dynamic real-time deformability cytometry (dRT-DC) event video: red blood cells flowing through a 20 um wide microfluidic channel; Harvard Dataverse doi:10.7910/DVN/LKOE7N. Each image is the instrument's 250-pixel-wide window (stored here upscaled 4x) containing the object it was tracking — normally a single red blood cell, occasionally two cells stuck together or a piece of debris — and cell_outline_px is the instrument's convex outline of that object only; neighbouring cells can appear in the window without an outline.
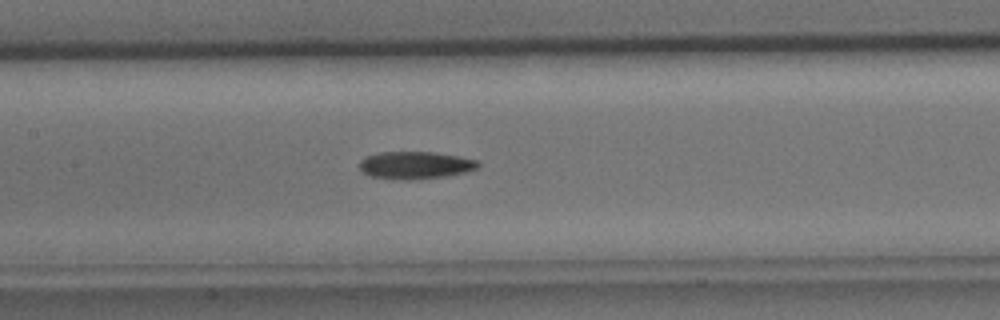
{"species": "common noctule bat (a hibernating species)", "species_latin": "Nyctalus noctula", "temperature_condition": "cold", "stored_images_in_passage": 26, "camera_frame_rate_fps": 3000, "um_per_image_px": 0.085, "animal": {"sex": "male", "body_mass_g": 15.6}, "frame": {"image": 1, "passage_image": 8, "time_ms": 2.333, "image_size_px": [1000, 320], "cell_outline_px": [[480, 164], [476, 168], [464, 172], [444, 176], [408, 180], [372, 176], [364, 172], [360, 168], [360, 160], [364, 156], [380, 152], [436, 152], [460, 156], [476, 160]], "centroid_in_image_um": [35.29, 14.02], "position_along_channel_um": 172.1, "area_um2": 18.73}}